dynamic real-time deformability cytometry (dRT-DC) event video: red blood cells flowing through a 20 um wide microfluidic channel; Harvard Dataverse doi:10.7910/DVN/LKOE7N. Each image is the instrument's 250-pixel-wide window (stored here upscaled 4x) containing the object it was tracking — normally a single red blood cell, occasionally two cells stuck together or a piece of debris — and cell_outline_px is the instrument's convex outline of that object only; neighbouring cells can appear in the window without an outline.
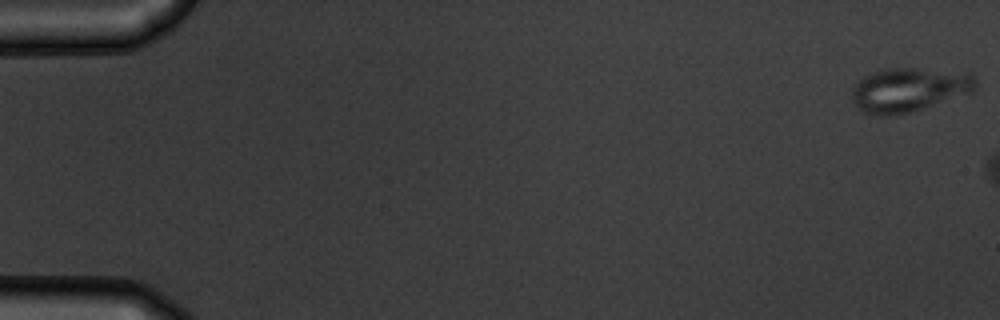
{"species": "common noctule bat (a hibernating species)", "species_latin": "Nyctalus noctula", "temperature_condition": "warm", "stored_images_in_passage": 12, "camera_frame_rate_fps": 3000, "um_per_image_px": 0.085, "animal": {"sex": "male", "body_mass_g": 19.5, "forearm_length_mm": 54.6}, "frame": {"image": 1, "passage_image": 1, "time_ms": 0.0, "image_size_px": [1000, 320], "cell_outline_px": [[976, 84], [972, 92], [896, 116], [876, 116], [864, 112], [852, 100], [852, 88], [864, 76], [872, 72], [888, 68], [916, 68], [972, 72], [976, 80]], "centroid_in_image_um": [77.27, 7.61], "position_along_channel_um": 7.7, "area_um2": 31.73}}